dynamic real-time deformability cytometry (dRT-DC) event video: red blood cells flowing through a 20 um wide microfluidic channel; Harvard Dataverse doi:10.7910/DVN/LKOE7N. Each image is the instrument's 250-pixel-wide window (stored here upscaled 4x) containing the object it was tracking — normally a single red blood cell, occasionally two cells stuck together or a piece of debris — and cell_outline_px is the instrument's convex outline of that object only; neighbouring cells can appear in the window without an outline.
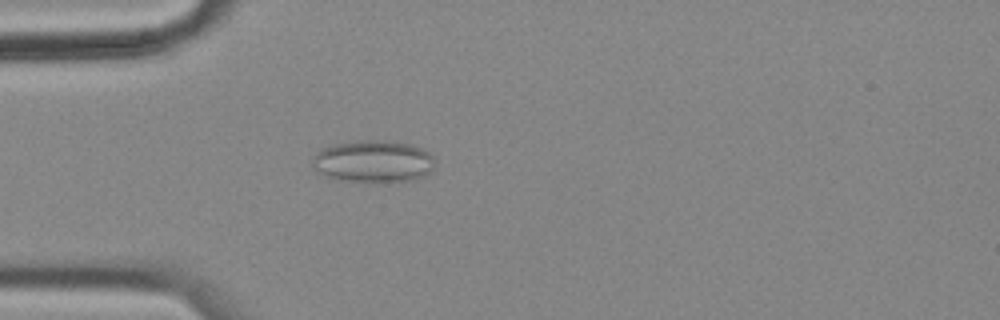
{"species": "common noctule bat (a hibernating species)", "species_latin": "Nyctalus noctula", "temperature_condition": "cold", "stored_images_in_passage": 46, "camera_frame_rate_fps": 3000, "um_per_image_px": 0.085, "animal": {"sex": "female", "body_mass_g": 18.4}, "frame": {"image": 1, "passage_image": 6, "time_ms": 1.667, "image_size_px": [1000, 320], "cell_outline_px": [[432, 168], [428, 172], [412, 180], [344, 180], [328, 176], [320, 172], [312, 164], [312, 160], [316, 152], [320, 148], [332, 144], [356, 140], [384, 140], [408, 144], [424, 148], [432, 156]], "centroid_in_image_um": [31.69, 13.66], "position_along_channel_um": 53.3, "area_um2": 29.3}}
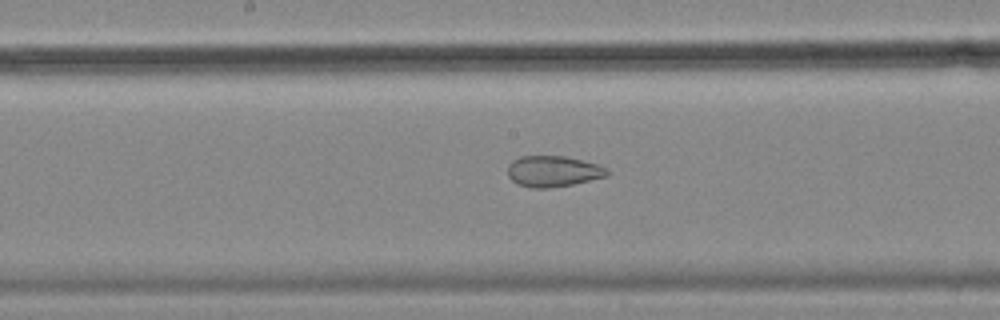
{"frame": {"image": 2, "passage_image": 19, "time_ms": 6.0, "image_size_px": [1000, 320], "cell_outline_px": [[612, 172], [608, 176], [572, 184], [548, 188], [532, 188], [516, 184], [508, 176], [508, 164], [512, 160], [520, 156], [564, 156], [596, 164], [608, 168]], "centroid_in_image_um": [47.01, 14.56], "position_along_channel_um": 201.2, "area_um2": 18.03}}
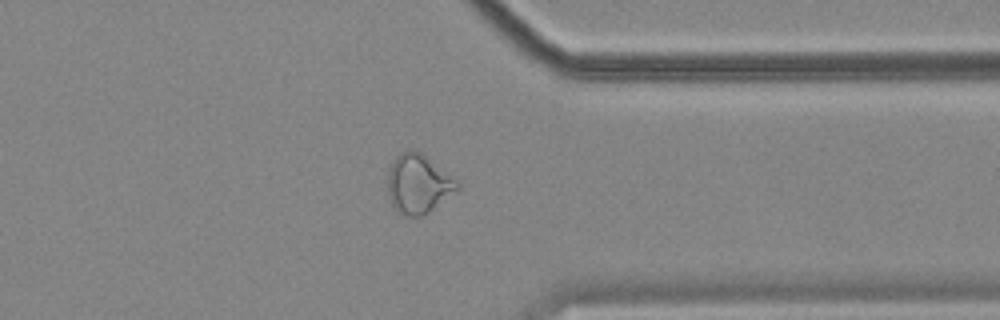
{"frame": {"image": 3, "passage_image": 34, "time_ms": 11.0, "image_size_px": [1000, 320], "cell_outline_px": [[460, 188], [428, 212], [420, 216], [408, 216], [400, 212], [392, 204], [388, 196], [388, 172], [396, 156], [408, 148], [416, 148], [452, 176], [460, 184]], "centroid_in_image_um": [35.55, 15.59], "position_along_channel_um": 375.8, "area_um2": 23.76}, "authors_computed_cell_mechanics": {"area_um2": 23.1778, "velocity_mm_per_s": 3.5799, "shape_relaxation_time_tau1_ms": null, "shape_relaxation_time_tau2_ms": 1.796, "deformation_change_tau1": null, "deformation_change_tau2": 0.0845}}